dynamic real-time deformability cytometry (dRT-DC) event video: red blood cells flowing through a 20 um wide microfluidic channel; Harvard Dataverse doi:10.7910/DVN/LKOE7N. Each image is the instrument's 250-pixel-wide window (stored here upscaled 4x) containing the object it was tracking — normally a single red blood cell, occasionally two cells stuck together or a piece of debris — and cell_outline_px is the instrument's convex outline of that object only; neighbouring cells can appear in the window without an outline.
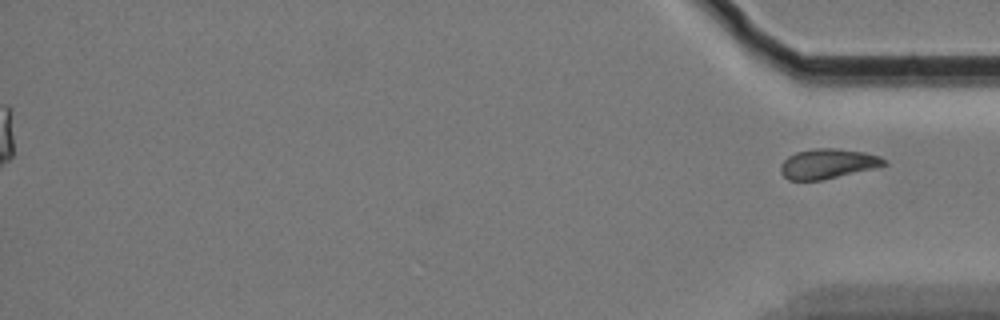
{"species": "Egyptian fruit bat (a non-hibernating species)", "species_latin": "Rousettus aegyptiacus", "temperature_condition": "cold", "stored_images_in_passage": 57, "segment_of_instrument_passage": [2, 2], "camera_frame_rate_fps": 3000, "um_per_image_px": 0.085, "animal": {"sex": "female"}, "frame": {"image": 1, "passage_image": 57, "time_ms": 18.667, "image_size_px": [1000, 320], "cell_outline_px": [[888, 164], [880, 168], [820, 180], [788, 180], [780, 172], [780, 164], [788, 156], [796, 152], [812, 148], [836, 148], [864, 152], [880, 156], [888, 160]], "centroid_in_image_um": [70.41, 13.91], "position_along_channel_um": 364.8, "area_um2": 18.38}}